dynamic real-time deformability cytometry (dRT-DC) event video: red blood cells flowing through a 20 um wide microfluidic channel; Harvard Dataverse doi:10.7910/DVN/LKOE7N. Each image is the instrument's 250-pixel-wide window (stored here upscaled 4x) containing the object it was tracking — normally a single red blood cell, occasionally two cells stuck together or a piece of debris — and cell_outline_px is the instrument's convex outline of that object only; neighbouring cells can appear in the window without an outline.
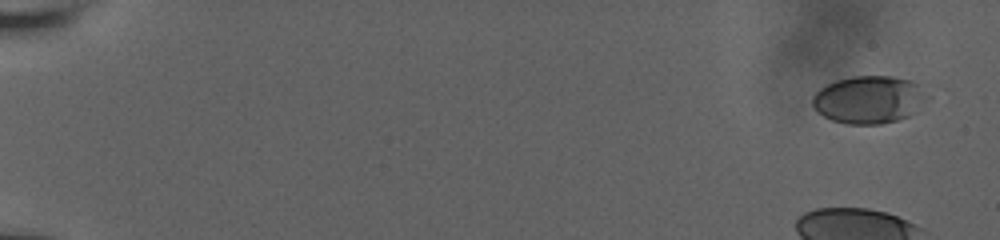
{"species": "human", "species_latin": "Homo sapiens", "temperature_condition": "room temperature", "stored_images_in_passage": 48, "camera_frame_rate_fps": 3000, "um_per_image_px": 0.085, "donor": {"sex": "male"}, "frame": {"image": 1, "passage_image": 1, "time_ms": 0.0, "image_size_px": [1000, 240], "cell_outline_px": [[932, 96], [908, 116], [896, 120], [880, 124], [848, 124], [832, 120], [824, 116], [812, 104], [812, 96], [820, 88], [836, 80], [852, 76], [892, 76], [912, 80]], "centroid_in_image_um": [73.89, 8.45], "position_along_channel_um": 11.1, "area_um2": 31.85}}